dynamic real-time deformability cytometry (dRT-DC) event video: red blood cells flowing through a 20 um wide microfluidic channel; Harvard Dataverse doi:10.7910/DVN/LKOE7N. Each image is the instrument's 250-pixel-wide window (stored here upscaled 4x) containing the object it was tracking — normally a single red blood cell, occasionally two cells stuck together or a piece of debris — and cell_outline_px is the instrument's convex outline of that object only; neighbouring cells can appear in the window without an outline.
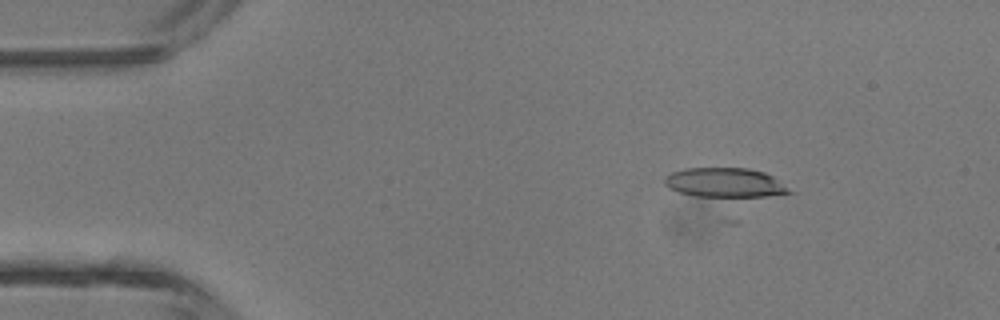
{"species": "common noctule bat (a hibernating species)", "species_latin": "Nyctalus noctula", "temperature_condition": "room temperature", "stored_images_in_passage": 46, "camera_frame_rate_fps": 3000, "um_per_image_px": 0.085, "animal": {"sex": "male", "body_mass_g": 13.3}, "frame": {"image": 1, "passage_image": 7, "time_ms": 2.0, "image_size_px": [1000, 320], "cell_outline_px": [[796, 192], [764, 196], [696, 196], [680, 192], [668, 188], [664, 184], [664, 176], [672, 172], [684, 168], [748, 168], [764, 172], [772, 176]], "centroid_in_image_um": [61.61, 15.51], "position_along_channel_um": 23.4, "area_um2": 21.33}}
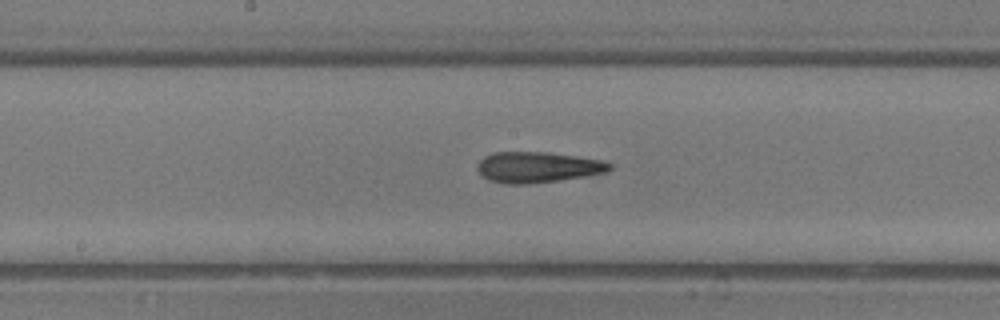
{"frame": {"image": 2, "passage_image": 24, "time_ms": 7.667, "image_size_px": [1000, 320], "cell_outline_px": [[612, 168], [608, 172], [588, 176], [528, 184], [508, 184], [488, 180], [476, 168], [480, 160], [484, 156], [492, 152], [548, 152], [604, 160], [612, 164]], "centroid_in_image_um": [45.73, 14.21], "position_along_channel_um": 202.5, "area_um2": 23.87}}
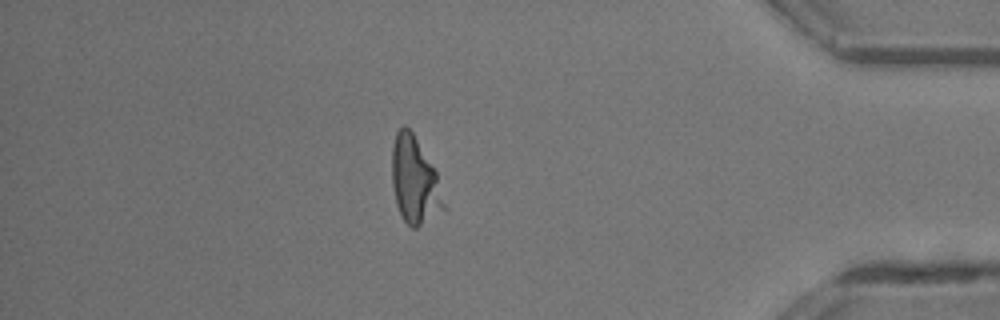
{"frame": {"image": 3, "passage_image": 40, "time_ms": 13.0, "image_size_px": [1000, 320], "cell_outline_px": [[448, 208], [416, 228], [412, 228], [404, 220], [396, 204], [392, 184], [392, 148], [396, 132], [404, 124], [412, 132], [436, 172]], "centroid_in_image_um": [35.26, 15.38], "position_along_channel_um": 399.9, "area_um2": 26.13}}